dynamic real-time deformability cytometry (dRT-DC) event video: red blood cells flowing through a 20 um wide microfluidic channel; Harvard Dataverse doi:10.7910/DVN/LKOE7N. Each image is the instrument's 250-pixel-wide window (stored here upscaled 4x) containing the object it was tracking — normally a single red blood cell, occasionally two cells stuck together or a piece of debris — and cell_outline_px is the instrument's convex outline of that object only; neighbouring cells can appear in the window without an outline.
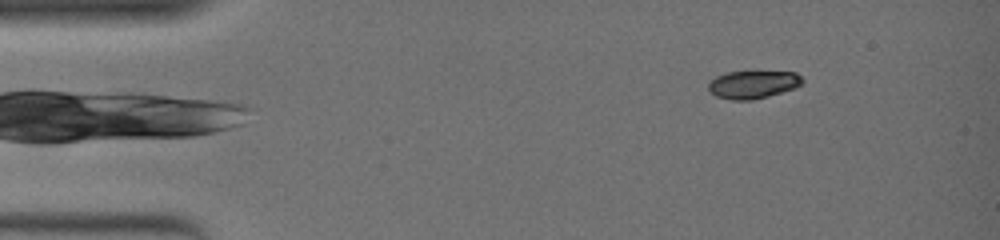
{"species": "common noctule bat (a hibernating species)", "species_latin": "Nyctalus noctula", "temperature_condition": "warm", "stored_images_in_passage": 45, "camera_frame_rate_fps": 3000, "um_per_image_px": 0.085, "animal": {"sex": "female", "body_mass_g": 19.0, "forearm_length_mm": 51.5}, "frame": {"image": 1, "passage_image": 1, "time_ms": 0.0, "image_size_px": [1000, 240], "cell_outline_px": [[804, 80], [796, 88], [768, 96], [752, 100], [732, 100], [716, 96], [708, 88], [708, 84], [716, 76], [728, 72], [756, 68], [796, 72]], "centroid_in_image_um": [64.05, 7.11], "position_along_channel_um": 20.9, "area_um2": 16.07}}
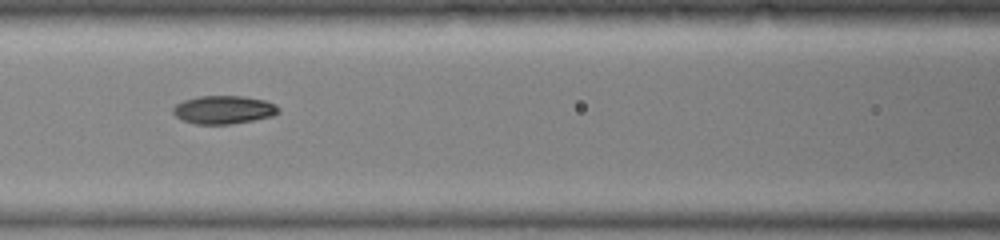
{"frame": {"image": 2, "passage_image": 18, "time_ms": 5.667, "image_size_px": [1000, 240], "cell_outline_px": [[280, 112], [272, 116], [232, 124], [196, 124], [184, 120], [176, 116], [172, 112], [172, 108], [176, 104], [184, 100], [200, 96], [244, 96], [264, 100], [276, 104], [280, 108]], "centroid_in_image_um": [19.03, 9.32], "position_along_channel_um": 147.6, "area_um2": 17.34}}
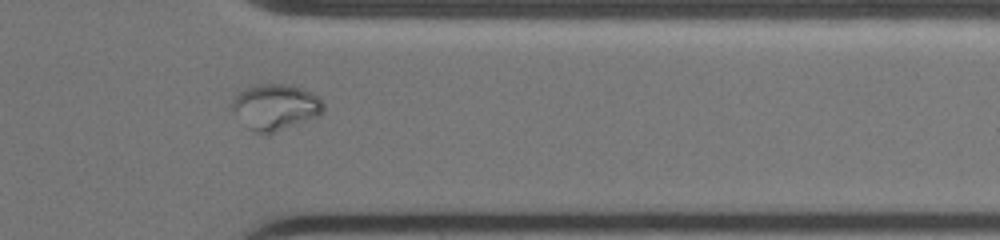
{"frame": {"image": 3, "passage_image": 37, "time_ms": 12.0, "image_size_px": [1000, 240], "cell_outline_px": [[324, 112], [320, 116], [272, 132], [256, 132], [248, 128], [232, 108], [232, 100], [236, 92], [252, 84], [292, 84], [316, 96], [324, 104]], "centroid_in_image_um": [23.4, 9.05], "position_along_channel_um": 388.0, "area_um2": 24.1}, "authors_computed_cell_mechanics": {"area_um2": 17.34, "velocity_mm_per_s": 3.7829, "shape_relaxation_time_tau1_ms": null, "shape_relaxation_time_tau2_ms": 1.2148, "deformation_change_tau1": null, "deformation_change_tau2": 0.0296}}